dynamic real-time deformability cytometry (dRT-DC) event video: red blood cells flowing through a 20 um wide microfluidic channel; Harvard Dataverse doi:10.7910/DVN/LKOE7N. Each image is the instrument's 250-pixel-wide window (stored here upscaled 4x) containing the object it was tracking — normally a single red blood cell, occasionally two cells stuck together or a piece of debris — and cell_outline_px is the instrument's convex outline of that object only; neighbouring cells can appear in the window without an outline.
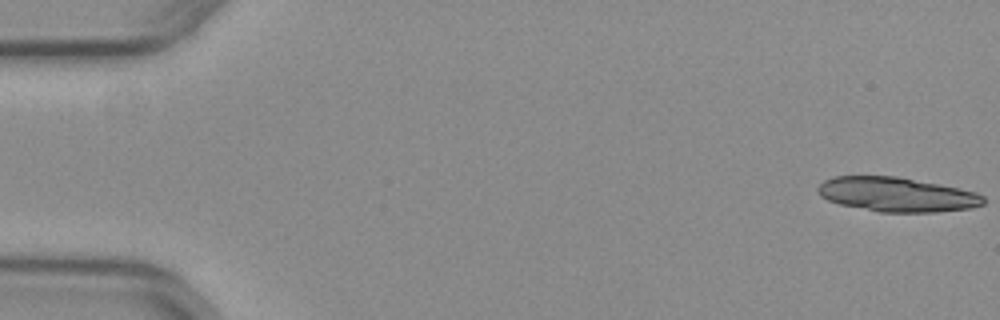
{"species": "common noctule bat (a hibernating species)", "species_latin": "Nyctalus noctula", "temperature_condition": "warm", "stored_images_in_passage": 53, "camera_frame_rate_fps": 3000, "um_per_image_px": 0.085, "animal": {"sex": "female", "body_mass_g": 29.2, "forearm_length_mm": 56.3}, "frame": {"image": 1, "passage_image": 1, "time_ms": 0.0, "image_size_px": [1000, 320], "cell_outline_px": [[984, 204], [972, 208], [936, 212], [880, 212], [840, 204], [828, 200], [820, 196], [816, 192], [816, 188], [824, 180], [832, 176], [896, 176], [960, 188], [976, 192], [984, 196]], "centroid_in_image_um": [76.21, 16.53], "position_along_channel_um": 8.8, "area_um2": 33.29}}
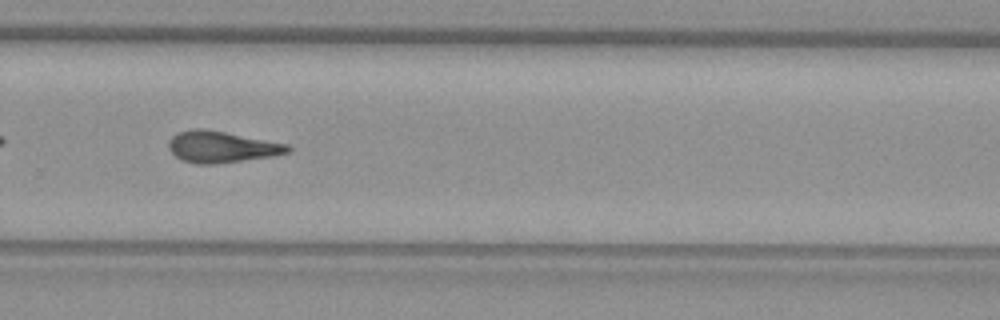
{"frame": {"image": 2, "passage_image": 36, "time_ms": 11.667, "image_size_px": [1000, 320], "cell_outline_px": [[292, 148], [288, 152], [276, 156], [216, 164], [196, 164], [184, 160], [176, 156], [168, 148], [168, 144], [172, 136], [180, 132], [192, 128], [204, 128], [288, 144]], "centroid_in_image_um": [18.85, 12.49], "position_along_channel_um": 310.9, "area_um2": 21.79}}
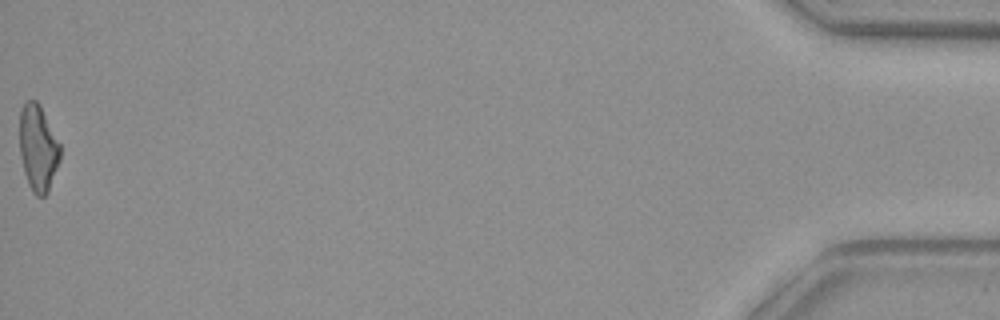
{"frame": {"image": 3, "passage_image": 53, "time_ms": 17.333, "image_size_px": [1000, 320], "cell_outline_px": [[60, 160], [48, 192], [44, 196], [36, 196], [32, 192], [28, 184], [24, 172], [20, 156], [20, 108], [28, 100], [36, 100], [40, 104], [60, 144]], "centroid_in_image_um": [3.23, 12.59], "position_along_channel_um": 432.0, "area_um2": 20.46}, "authors_computed_cell_mechanics": {"area_um2": 21.9062, "velocity_mm_per_s": 3.9789, "shape_relaxation_time_tau1_ms": null, "shape_relaxation_time_tau2_ms": 4.9086, "deformation_change_tau1": null, "deformation_change_tau2": 0.1672}}